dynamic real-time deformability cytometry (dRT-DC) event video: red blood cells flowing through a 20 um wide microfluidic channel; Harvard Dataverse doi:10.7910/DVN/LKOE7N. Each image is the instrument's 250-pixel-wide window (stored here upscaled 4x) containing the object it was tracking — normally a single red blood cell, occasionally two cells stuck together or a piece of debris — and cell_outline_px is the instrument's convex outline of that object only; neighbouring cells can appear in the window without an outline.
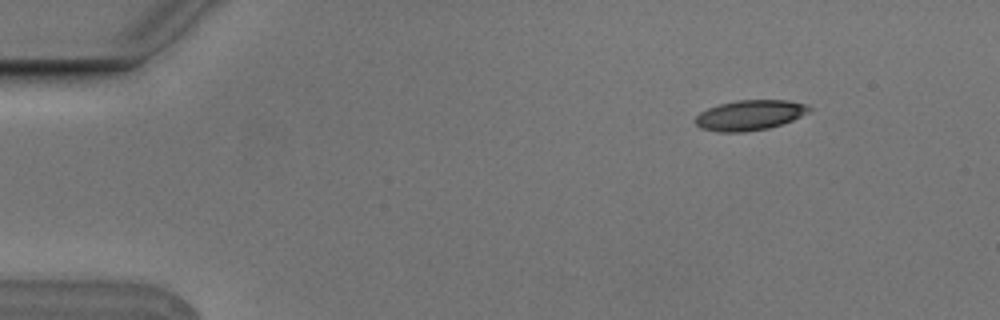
{"species": "Egyptian fruit bat (a non-hibernating species)", "species_latin": "Rousettus aegyptiacus", "temperature_condition": "cold", "stored_images_in_passage": 4, "camera_frame_rate_fps": 3000, "um_per_image_px": 0.085, "animal": {"sex": "male"}, "frame": {"image": 1, "passage_image": 2, "time_ms": 0.333, "image_size_px": [1000, 320], "cell_outline_px": [[812, 108], [808, 112], [792, 120], [768, 128], [744, 132], [720, 132], [700, 128], [696, 124], [696, 116], [700, 112], [708, 108], [720, 104], [736, 100], [788, 100], [808, 104]], "centroid_in_image_um": [63.73, 9.78], "position_along_channel_um": 21.3, "area_um2": 19.94}}